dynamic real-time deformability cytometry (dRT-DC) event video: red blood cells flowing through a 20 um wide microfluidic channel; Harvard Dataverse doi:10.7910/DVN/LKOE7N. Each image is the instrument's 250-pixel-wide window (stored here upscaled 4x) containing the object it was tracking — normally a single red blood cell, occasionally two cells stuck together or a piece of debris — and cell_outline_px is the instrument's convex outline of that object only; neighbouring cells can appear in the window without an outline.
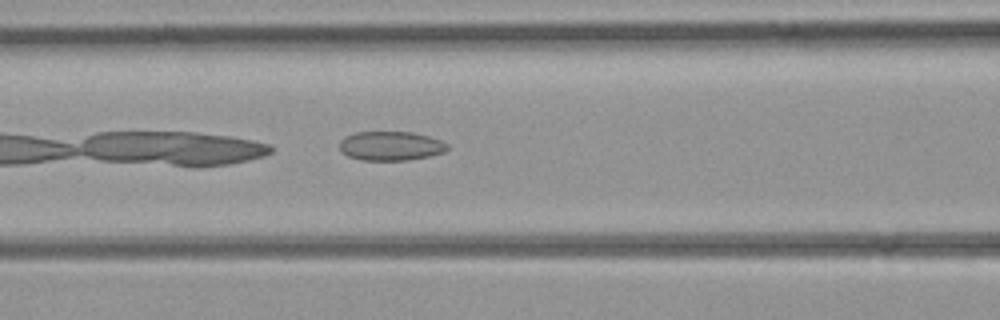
{"species": "common noctule bat (a hibernating species)", "species_latin": "Nyctalus noctula", "temperature_condition": "room temperature", "stored_images_in_passage": 28, "camera_frame_rate_fps": 3000, "um_per_image_px": 0.085, "animal": {"sex": "female", "body_mass_g": 21.9}, "frame": {"image": 1, "passage_image": 5, "time_ms": 1.333, "image_size_px": [1000, 320], "cell_outline_px": [[448, 148], [444, 152], [428, 156], [408, 160], [364, 160], [348, 156], [340, 148], [340, 140], [344, 136], [356, 132], [412, 132], [428, 136], [440, 140], [448, 144]], "centroid_in_image_um": [33.21, 12.39], "position_along_channel_um": 133.4, "area_um2": 18.21}}
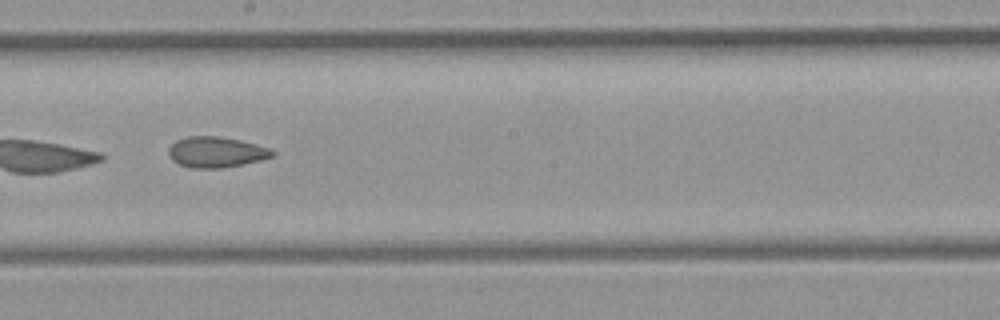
{"frame": {"image": 2, "passage_image": 11, "time_ms": 3.333, "image_size_px": [1000, 320], "cell_outline_px": [[276, 156], [244, 164], [220, 168], [192, 168], [180, 164], [172, 160], [168, 152], [168, 148], [176, 140], [188, 136], [216, 136], [256, 144], [268, 148], [276, 152]], "centroid_in_image_um": [18.37, 12.93], "position_along_channel_um": 229.8, "area_um2": 18.44}}
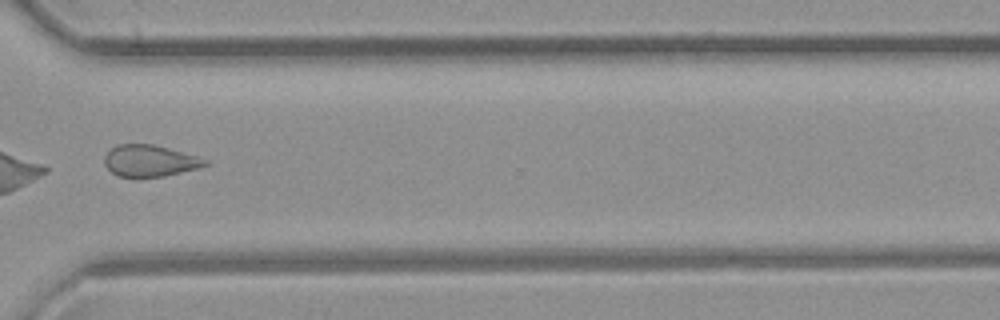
{"frame": {"image": 3, "passage_image": 19, "time_ms": 6.0, "image_size_px": [1000, 320], "cell_outline_px": [[208, 164], [196, 168], [164, 176], [116, 176], [104, 164], [104, 156], [112, 148], [120, 144], [152, 144], [168, 148], [196, 156], [208, 160]], "centroid_in_image_um": [12.7, 13.66], "position_along_channel_um": 357.9, "area_um2": 18.09}}